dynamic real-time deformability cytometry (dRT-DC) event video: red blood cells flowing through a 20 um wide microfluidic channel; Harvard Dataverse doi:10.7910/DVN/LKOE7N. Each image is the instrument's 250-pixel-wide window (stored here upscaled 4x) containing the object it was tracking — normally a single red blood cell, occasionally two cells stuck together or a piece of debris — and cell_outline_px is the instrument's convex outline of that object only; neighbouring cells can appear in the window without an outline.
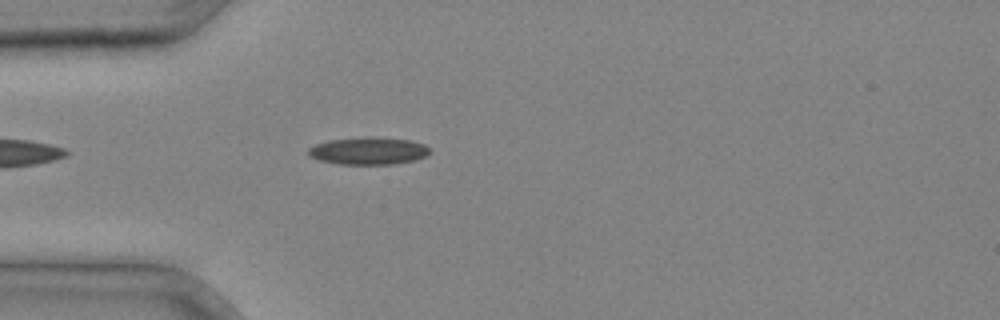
{"species": "common noctule bat (a hibernating species)", "species_latin": "Nyctalus noctula", "temperature_condition": "cold", "stored_images_in_passage": 29, "camera_frame_rate_fps": 3000, "um_per_image_px": 0.085, "animal": {"sex": "male", "body_mass_g": 20.4}, "frame": {"image": 1, "passage_image": 3, "time_ms": 0.667, "image_size_px": [1000, 320], "cell_outline_px": [[428, 152], [424, 156], [412, 160], [392, 164], [340, 164], [320, 160], [308, 156], [308, 148], [316, 144], [328, 140], [364, 136], [376, 136], [408, 140], [424, 144], [428, 148]], "centroid_in_image_um": [31.25, 12.8], "position_along_channel_um": 53.7, "area_um2": 19.31}}
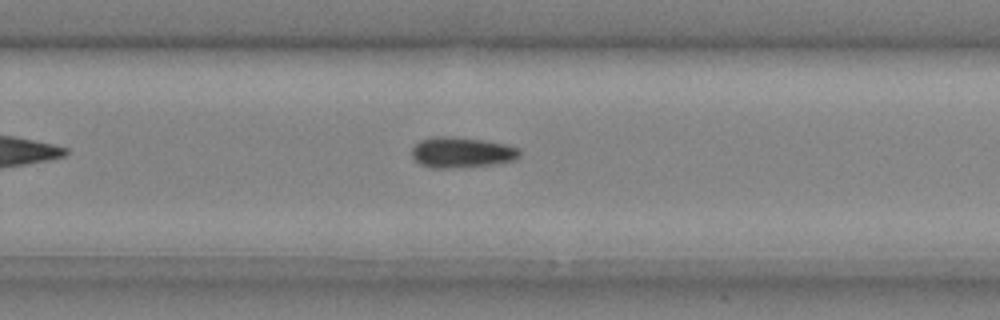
{"frame": {"image": 2, "passage_image": 17, "time_ms": 5.333, "image_size_px": [1000, 320], "cell_outline_px": [[520, 156], [516, 160], [496, 164], [452, 168], [432, 168], [420, 164], [412, 156], [412, 148], [420, 140], [432, 136], [452, 136], [484, 140], [508, 144], [520, 148]], "centroid_in_image_um": [39.28, 12.95], "position_along_channel_um": 290.5, "area_um2": 19.54}}
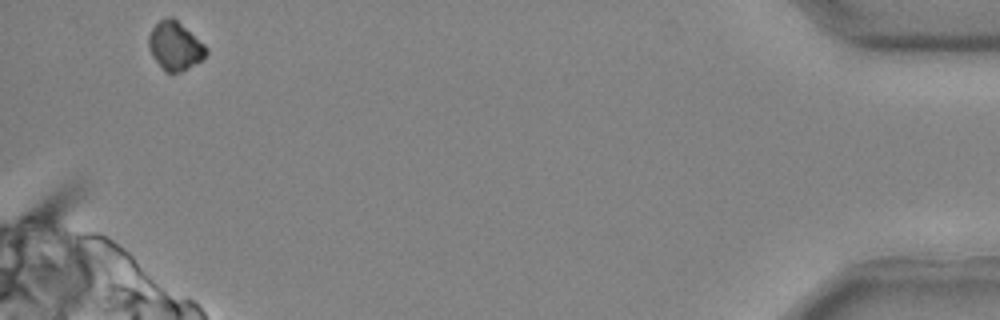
{"frame": {"image": 3, "passage_image": 28, "time_ms": 9.0, "image_size_px": [1000, 320], "cell_outline_px": [[208, 52], [200, 60], [188, 68], [172, 76], [164, 72], [152, 56], [148, 44], [148, 36], [152, 28], [164, 16], [172, 16], [204, 44], [208, 48]], "centroid_in_image_um": [14.85, 3.93], "position_along_channel_um": 420.4, "area_um2": 16.36}}